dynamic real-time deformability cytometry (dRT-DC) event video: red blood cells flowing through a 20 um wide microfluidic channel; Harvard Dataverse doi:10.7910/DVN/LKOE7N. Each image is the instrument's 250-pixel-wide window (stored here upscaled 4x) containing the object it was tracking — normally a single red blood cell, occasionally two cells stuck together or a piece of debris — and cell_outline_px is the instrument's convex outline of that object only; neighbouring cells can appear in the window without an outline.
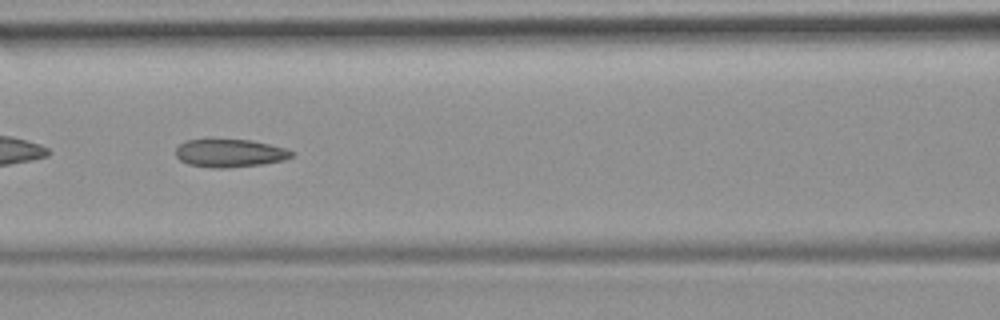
{"species": "common noctule bat (a hibernating species)", "species_latin": "Nyctalus noctula", "temperature_condition": "room temperature", "stored_images_in_passage": 50, "camera_frame_rate_fps": 3000, "um_per_image_px": 0.085, "animal": {"sex": "female", "body_mass_g": 19.9}, "frame": {"image": 1, "passage_image": 22, "time_ms": 7.0, "image_size_px": [1000, 320], "cell_outline_px": [[296, 152], [292, 156], [284, 160], [260, 164], [228, 168], [212, 168], [188, 164], [180, 160], [176, 156], [176, 148], [184, 140], [252, 140], [284, 148]], "centroid_in_image_um": [19.52, 13.02], "position_along_channel_um": 147.1, "area_um2": 18.79}, "authors_computed_cell_mechanics": {"area_um2": 19.6231, "velocity_mm_per_s": 3.9702, "shape_relaxation_time_tau1_ms": null, "shape_relaxation_time_tau2_ms": 2.5992, "deformation_change_tau1": null, "deformation_change_tau2": 0.0981}}